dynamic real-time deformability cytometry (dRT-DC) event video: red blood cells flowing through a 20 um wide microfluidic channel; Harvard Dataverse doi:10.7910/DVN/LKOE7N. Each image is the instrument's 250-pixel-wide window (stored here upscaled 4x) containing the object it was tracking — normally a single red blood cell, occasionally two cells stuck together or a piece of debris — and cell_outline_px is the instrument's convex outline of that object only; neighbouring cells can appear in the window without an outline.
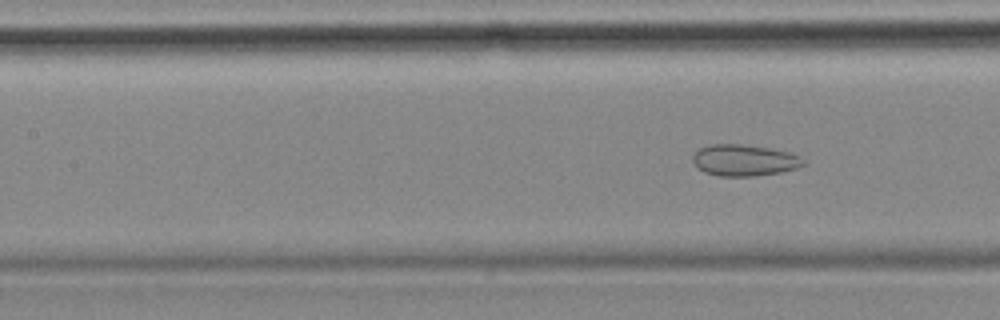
{"species": "common noctule bat (a hibernating species)", "species_latin": "Nyctalus noctula", "temperature_condition": "cold", "stored_images_in_passage": 25, "camera_frame_rate_fps": 3000, "um_per_image_px": 0.085, "animal": {"sex": "female", "body_mass_g": 18.4}, "frame": {"image": 1, "passage_image": 25, "time_ms": 8.0, "image_size_px": [1000, 320], "cell_outline_px": [[804, 164], [796, 168], [780, 172], [756, 176], [720, 176], [704, 172], [696, 168], [692, 160], [692, 156], [700, 148], [708, 144], [740, 144], [768, 148], [788, 152], [800, 156], [804, 160]], "centroid_in_image_um": [63.22, 13.62], "position_along_channel_um": 144.2, "area_um2": 20.23}}